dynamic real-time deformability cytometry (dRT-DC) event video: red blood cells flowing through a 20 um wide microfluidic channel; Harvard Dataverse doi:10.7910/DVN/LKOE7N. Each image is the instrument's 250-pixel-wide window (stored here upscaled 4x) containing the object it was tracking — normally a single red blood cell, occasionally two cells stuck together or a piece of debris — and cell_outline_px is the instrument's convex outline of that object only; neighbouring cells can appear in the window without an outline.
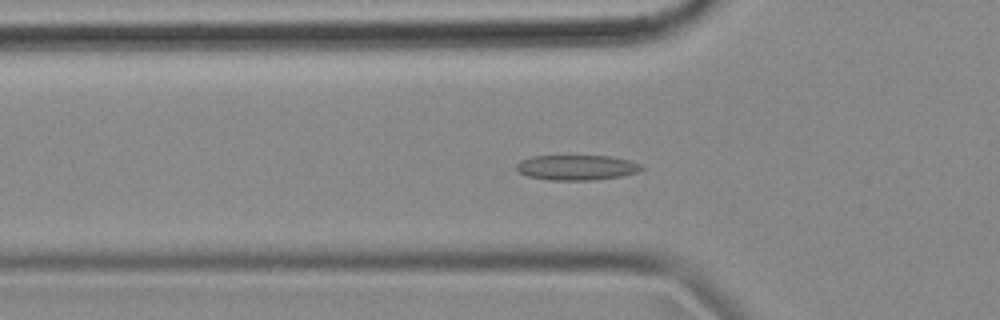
{"species": "common noctule bat (a hibernating species)", "species_latin": "Nyctalus noctula", "temperature_condition": "cold", "stored_images_in_passage": 55, "camera_frame_rate_fps": 3000, "um_per_image_px": 0.085, "animal": {"sex": "female", "body_mass_g": 18.4}, "frame": {"image": 1, "passage_image": 18, "time_ms": 5.667, "image_size_px": [1000, 320], "cell_outline_px": [[644, 168], [636, 172], [624, 176], [596, 180], [548, 180], [528, 176], [520, 172], [516, 168], [516, 164], [520, 160], [532, 156], [608, 156], [628, 160], [640, 164]], "centroid_in_image_um": [49.01, 14.24], "position_along_channel_um": 76.8, "area_um2": 18.32}}
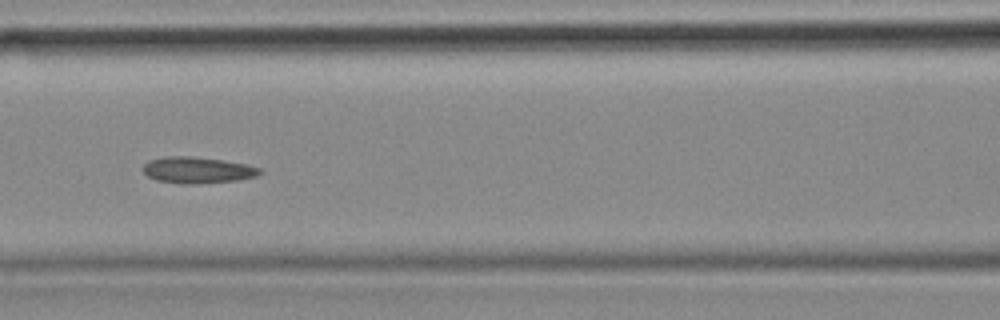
{"frame": {"image": 2, "passage_image": 24, "time_ms": 7.667, "image_size_px": [1000, 320], "cell_outline_px": [[264, 172], [256, 176], [236, 180], [196, 184], [184, 184], [156, 180], [148, 176], [144, 172], [144, 164], [148, 160], [164, 156], [192, 156], [248, 164], [260, 168]], "centroid_in_image_um": [16.79, 14.45], "position_along_channel_um": 149.8, "area_um2": 17.92}}
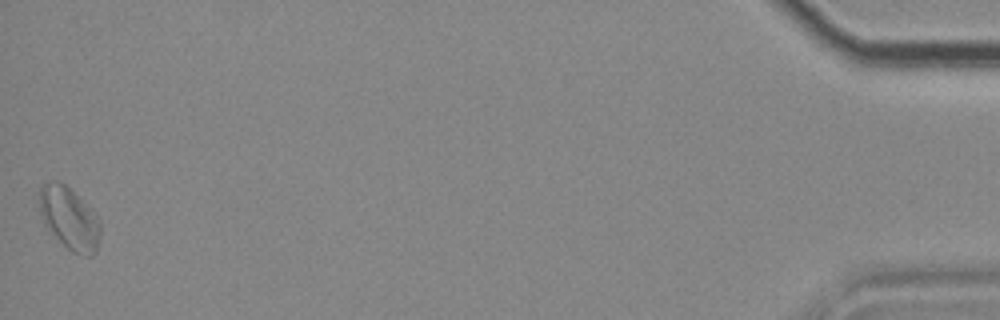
{"frame": {"image": 3, "passage_image": 55, "time_ms": 18.0, "image_size_px": [1000, 320], "cell_outline_px": [[100, 240], [96, 252], [92, 256], [88, 256], [72, 252], [44, 224], [40, 216], [40, 188], [44, 184], [56, 180], [60, 180], [92, 208], [100, 220]], "centroid_in_image_um": [5.93, 18.55], "position_along_channel_um": 429.3, "area_um2": 22.14}, "authors_computed_cell_mechanics": {"area_um2": 18.3226, "velocity_mm_per_s": 3.6343, "shape_relaxation_time_tau1_ms": null, "shape_relaxation_time_tau2_ms": 8.8913, "deformation_change_tau1": null, "deformation_change_tau2": 0.147}}